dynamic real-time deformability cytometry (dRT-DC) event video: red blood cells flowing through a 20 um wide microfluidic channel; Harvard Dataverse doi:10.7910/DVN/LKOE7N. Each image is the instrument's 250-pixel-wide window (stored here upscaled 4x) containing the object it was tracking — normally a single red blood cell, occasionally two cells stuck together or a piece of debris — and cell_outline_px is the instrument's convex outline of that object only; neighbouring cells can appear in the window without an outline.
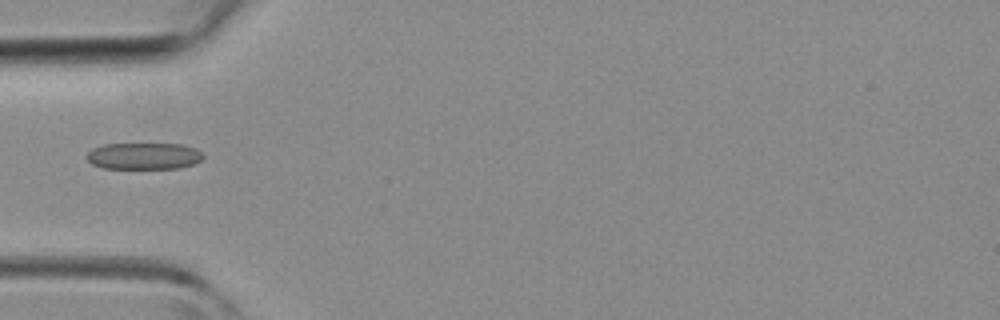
{"species": "common noctule bat (a hibernating species)", "species_latin": "Nyctalus noctula", "temperature_condition": "room temperature", "stored_images_in_passage": 35, "camera_frame_rate_fps": 3000, "um_per_image_px": 0.085, "animal": {"sex": "female", "body_mass_g": 19.3, "forearm_length_mm": 54.1}, "frame": {"image": 1, "passage_image": 7, "time_ms": 2.0, "image_size_px": [1000, 320], "cell_outline_px": [[204, 156], [200, 160], [192, 164], [180, 168], [104, 168], [92, 164], [88, 160], [88, 152], [92, 148], [104, 144], [184, 144], [196, 148]], "centroid_in_image_um": [12.23, 13.25], "position_along_channel_um": 72.8, "area_um2": 17.98}}
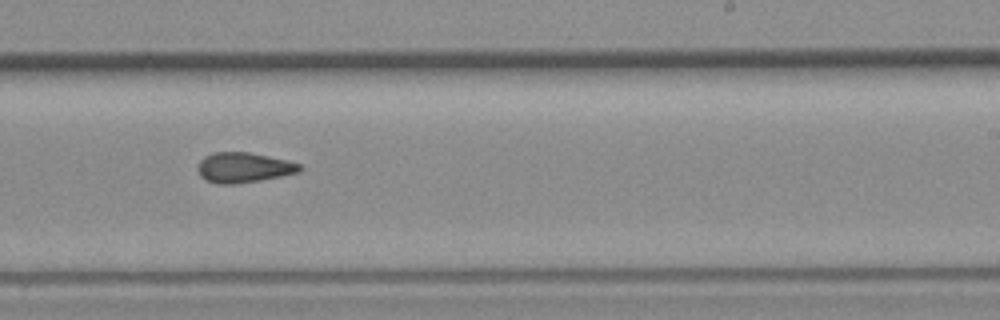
{"frame": {"image": 2, "passage_image": 19, "time_ms": 6.0, "image_size_px": [1000, 320], "cell_outline_px": [[304, 168], [300, 172], [260, 180], [236, 184], [220, 184], [204, 180], [200, 176], [196, 168], [200, 160], [204, 156], [212, 152], [248, 152], [288, 160], [300, 164]], "centroid_in_image_um": [20.69, 14.24], "position_along_channel_um": 268.3, "area_um2": 18.09}}
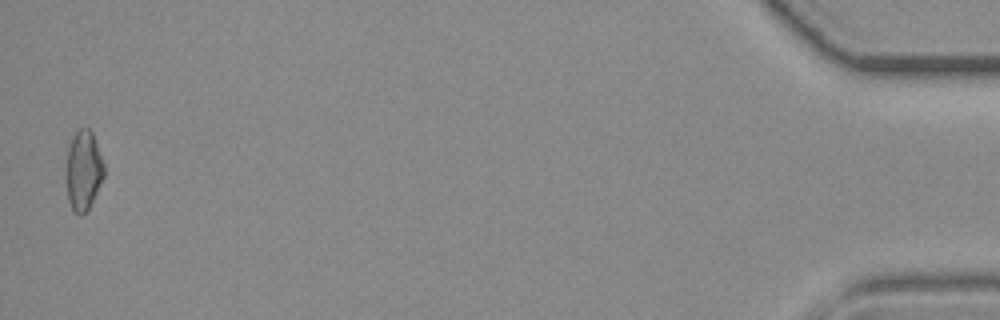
{"frame": {"image": 3, "passage_image": 35, "time_ms": 11.333, "image_size_px": [1000, 320], "cell_outline_px": [[104, 176], [88, 208], [80, 216], [72, 212], [68, 200], [64, 172], [68, 148], [72, 136], [80, 128], [88, 128], [92, 132], [104, 164]], "centroid_in_image_um": [7.04, 14.49], "position_along_channel_um": 428.2, "area_um2": 17.8}}